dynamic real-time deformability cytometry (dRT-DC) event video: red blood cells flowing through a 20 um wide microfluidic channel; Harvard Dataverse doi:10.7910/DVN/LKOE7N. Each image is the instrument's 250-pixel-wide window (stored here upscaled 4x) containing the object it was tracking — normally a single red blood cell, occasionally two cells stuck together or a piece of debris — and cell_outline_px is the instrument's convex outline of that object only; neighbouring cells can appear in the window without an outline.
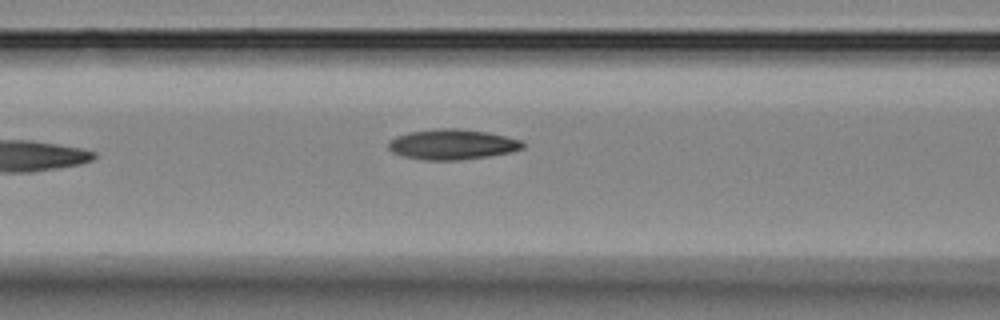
{"species": "Egyptian fruit bat (a non-hibernating species)", "species_latin": "Rousettus aegyptiacus", "temperature_condition": "room temperature", "stored_images_in_passage": 5, "camera_frame_rate_fps": 3000, "um_per_image_px": 0.085, "animal": {"sex": "female"}, "frame": {"image": 1, "passage_image": 4, "time_ms": 4.667, "image_size_px": [1000, 320], "cell_outline_px": [[524, 148], [512, 152], [488, 156], [460, 160], [424, 160], [404, 156], [392, 152], [388, 148], [388, 140], [396, 136], [408, 132], [436, 128], [456, 128], [488, 132], [520, 140], [524, 144]], "centroid_in_image_um": [38.41, 12.27], "position_along_channel_um": 128.2, "area_um2": 23.81}}